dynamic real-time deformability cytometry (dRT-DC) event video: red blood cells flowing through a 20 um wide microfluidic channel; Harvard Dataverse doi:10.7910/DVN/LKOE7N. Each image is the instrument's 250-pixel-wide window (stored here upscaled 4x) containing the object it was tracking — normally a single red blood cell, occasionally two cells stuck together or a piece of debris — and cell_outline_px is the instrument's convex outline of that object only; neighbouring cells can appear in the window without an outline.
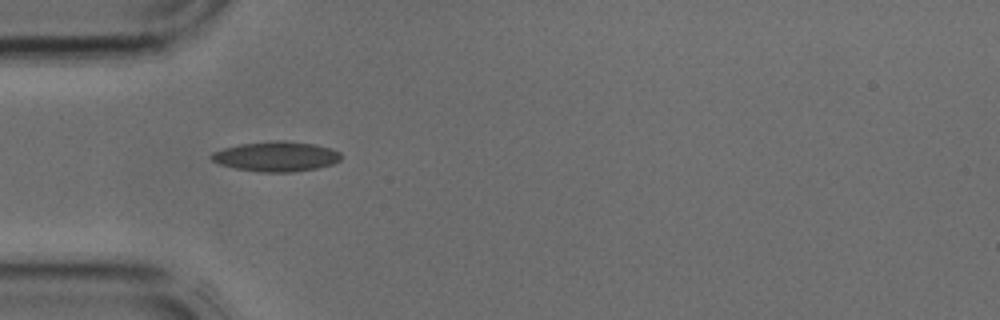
{"species": "common noctule bat (a hibernating species)", "species_latin": "Nyctalus noctula", "temperature_condition": "cold", "stored_images_in_passage": 3, "camera_frame_rate_fps": 3000, "um_per_image_px": 0.085, "animal": {"sex": "male", "body_mass_g": 17.9, "forearm_length_mm": 54.2}, "frame": {"image": 1, "passage_image": 2, "time_ms": 0.333, "image_size_px": [1000, 320], "cell_outline_px": [[340, 160], [332, 164], [316, 168], [292, 172], [256, 172], [236, 168], [220, 164], [212, 160], [208, 156], [212, 152], [224, 148], [240, 144], [272, 140], [288, 140], [316, 144], [332, 148], [340, 152]], "centroid_in_image_um": [23.47, 13.28], "position_along_channel_um": 61.5, "area_um2": 22.83}}